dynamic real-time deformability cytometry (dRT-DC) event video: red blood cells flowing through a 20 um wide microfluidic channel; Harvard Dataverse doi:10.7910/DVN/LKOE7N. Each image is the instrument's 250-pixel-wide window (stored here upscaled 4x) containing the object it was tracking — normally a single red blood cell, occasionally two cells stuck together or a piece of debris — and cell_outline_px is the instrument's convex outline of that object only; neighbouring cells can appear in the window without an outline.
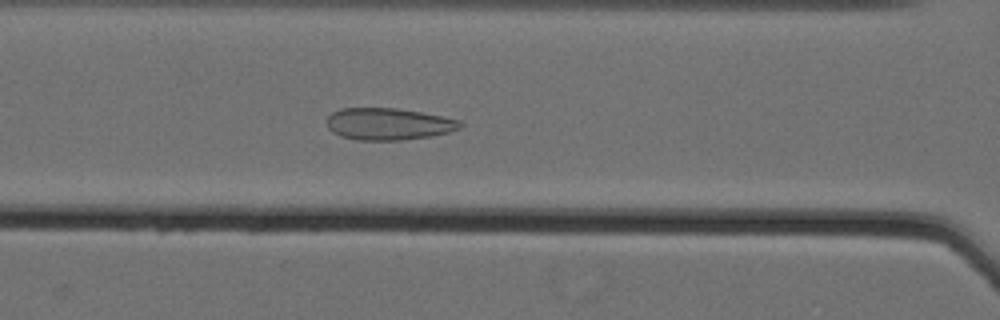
{"species": "Egyptian fruit bat (a non-hibernating species)", "species_latin": "Rousettus aegyptiacus", "temperature_condition": "cold", "stored_images_in_passage": 60, "camera_frame_rate_fps": 3000, "um_per_image_px": 0.085, "animal": {"sex": "female"}, "frame": {"image": 1, "passage_image": 30, "time_ms": 9.667, "image_size_px": [1000, 320], "cell_outline_px": [[464, 124], [460, 128], [448, 132], [432, 136], [404, 140], [356, 140], [340, 136], [332, 132], [328, 128], [324, 120], [332, 112], [340, 108], [396, 108], [420, 112], [460, 120]], "centroid_in_image_um": [32.97, 10.54], "position_along_channel_um": 133.6, "area_um2": 25.03}}
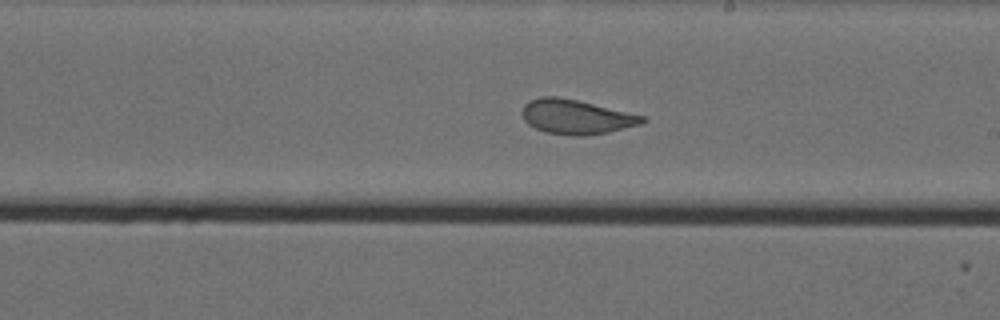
{"frame": {"image": 2, "passage_image": 39, "time_ms": 12.667, "image_size_px": [1000, 320], "cell_outline_px": [[648, 120], [640, 124], [608, 132], [584, 136], [572, 136], [544, 132], [528, 124], [524, 120], [520, 112], [524, 104], [528, 100], [540, 96], [556, 96], [576, 100], [644, 116]], "centroid_in_image_um": [48.91, 9.93], "position_along_channel_um": 240.1, "area_um2": 24.16}}
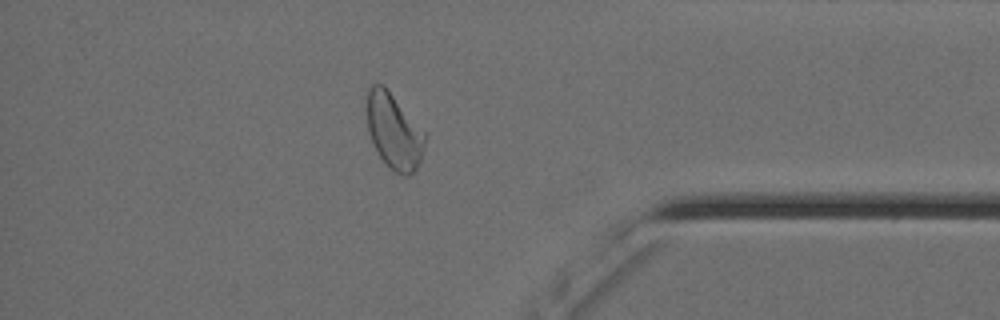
{"frame": {"image": 3, "passage_image": 54, "time_ms": 17.667, "image_size_px": [1000, 320], "cell_outline_px": [[428, 136], [420, 160], [416, 168], [408, 176], [400, 176], [380, 156], [368, 132], [364, 108], [368, 88], [372, 84], [384, 84], [428, 132]], "centroid_in_image_um": [33.5, 11.07], "position_along_channel_um": 401.7, "area_um2": 26.41}, "authors_computed_cell_mechanics": {"area_um2": 28.4087, "velocity_mm_per_s": 3.5423, "shape_relaxation_time_tau1_ms": null, "shape_relaxation_time_tau2_ms": 0.796, "deformation_change_tau1": null, "deformation_change_tau2": 0.0849}}